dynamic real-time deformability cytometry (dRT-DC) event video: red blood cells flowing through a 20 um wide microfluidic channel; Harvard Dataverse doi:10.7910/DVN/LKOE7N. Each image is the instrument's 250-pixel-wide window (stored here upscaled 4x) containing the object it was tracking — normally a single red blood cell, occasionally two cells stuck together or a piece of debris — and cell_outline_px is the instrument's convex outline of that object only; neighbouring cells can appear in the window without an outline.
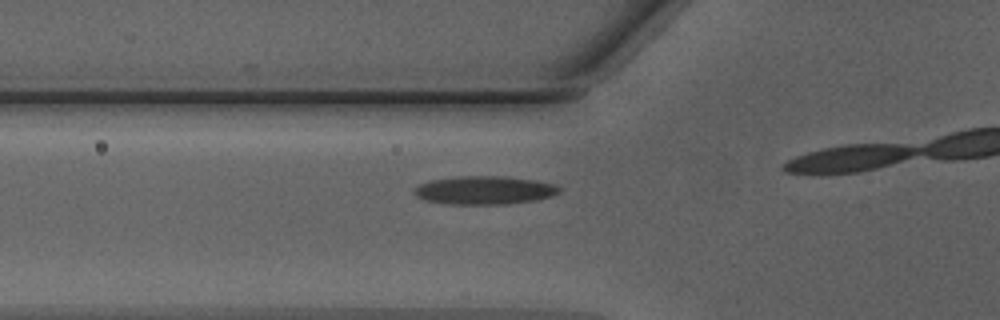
{"species": "Egyptian fruit bat (a non-hibernating species)", "species_latin": "Rousettus aegyptiacus", "temperature_condition": "warm", "stored_images_in_passage": 11, "camera_frame_rate_fps": 3000, "um_per_image_px": 0.085, "animal": {"sex": "male"}, "frame": {"image": 1, "passage_image": 7, "time_ms": 2.0, "image_size_px": [1000, 320], "cell_outline_px": [[560, 192], [552, 196], [536, 200], [508, 204], [444, 204], [424, 200], [416, 196], [412, 192], [420, 184], [432, 180], [460, 176], [508, 176], [536, 180], [556, 184], [560, 188]], "centroid_in_image_um": [41.21, 16.17], "position_along_channel_um": 84.6, "area_um2": 24.16}}
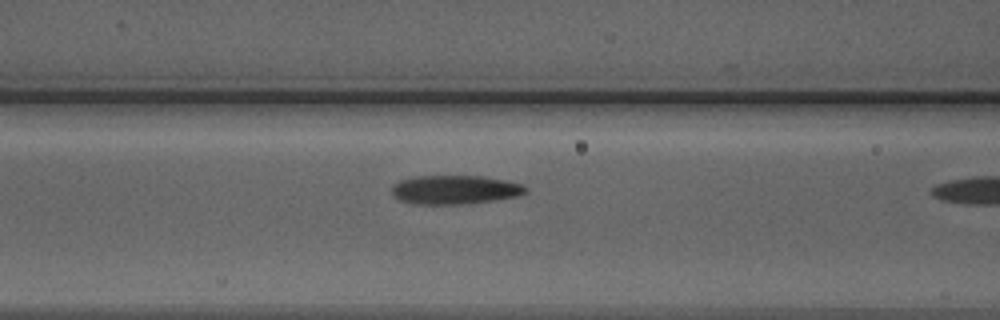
{"frame": {"image": 2, "passage_image": 10, "time_ms": 3.0, "image_size_px": [1000, 320], "cell_outline_px": [[528, 192], [520, 196], [496, 200], [464, 204], [416, 204], [400, 200], [392, 192], [392, 184], [400, 180], [412, 176], [480, 176], [504, 180], [520, 184], [528, 188]], "centroid_in_image_um": [38.68, 16.12], "position_along_channel_um": 127.9, "area_um2": 22.6}}